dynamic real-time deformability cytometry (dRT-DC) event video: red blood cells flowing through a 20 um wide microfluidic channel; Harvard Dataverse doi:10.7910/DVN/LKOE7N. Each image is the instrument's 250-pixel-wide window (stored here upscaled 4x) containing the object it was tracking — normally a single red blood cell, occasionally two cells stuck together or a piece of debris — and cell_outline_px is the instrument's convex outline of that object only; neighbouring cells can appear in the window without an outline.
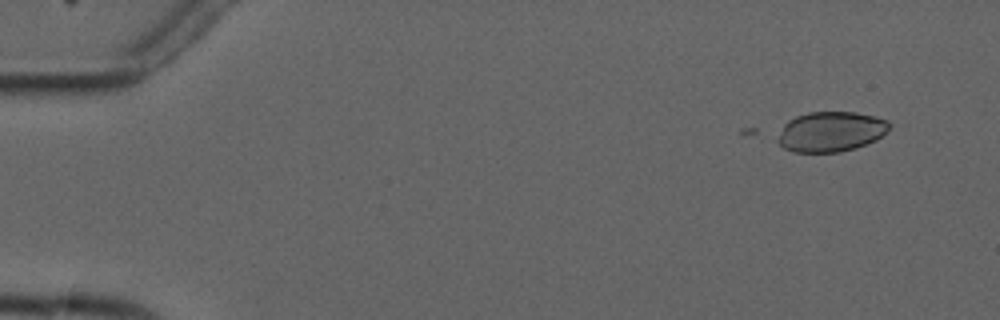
{"species": "common noctule bat (a hibernating species)", "species_latin": "Nyctalus noctula", "temperature_condition": "cold", "stored_images_in_passage": 2, "camera_frame_rate_fps": 3000, "um_per_image_px": 0.085, "animal": {"sex": "male", "forearm_length_mm": 52.5}, "frame": {"image": 1, "passage_image": 2, "time_ms": 1.0, "image_size_px": [1000, 320], "cell_outline_px": [[892, 124], [876, 140], [856, 148], [840, 152], [792, 152], [784, 148], [780, 144], [780, 136], [784, 124], [788, 120], [796, 116], [808, 112], [856, 112], [888, 120]], "centroid_in_image_um": [70.64, 11.19], "position_along_channel_um": 14.4, "area_um2": 25.84}}